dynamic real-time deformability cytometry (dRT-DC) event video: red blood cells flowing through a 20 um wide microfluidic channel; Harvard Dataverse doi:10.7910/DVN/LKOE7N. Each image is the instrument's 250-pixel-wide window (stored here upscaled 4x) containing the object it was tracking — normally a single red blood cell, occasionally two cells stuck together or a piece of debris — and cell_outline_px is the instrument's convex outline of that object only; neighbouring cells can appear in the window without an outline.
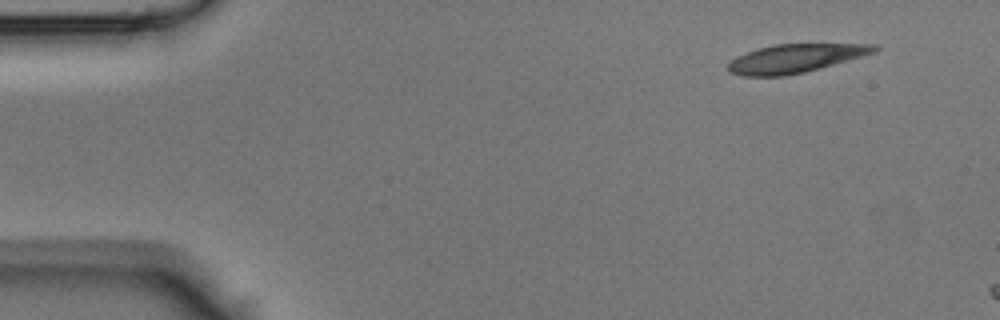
{"species": "Egyptian fruit bat (a non-hibernating species)", "species_latin": "Rousettus aegyptiacus", "temperature_condition": "room temperature", "stored_images_in_passage": 6, "camera_frame_rate_fps": 3000, "um_per_image_px": 0.085, "animal": {"sex": "male"}, "frame": {"image": 1, "passage_image": 1, "time_ms": 0.0, "image_size_px": [1000, 320], "cell_outline_px": [[880, 48], [872, 52], [860, 56], [820, 68], [804, 72], [784, 76], [744, 76], [728, 72], [728, 64], [736, 56], [756, 48], [772, 44], [876, 44]], "centroid_in_image_um": [67.53, 4.96], "position_along_channel_um": 17.5, "area_um2": 24.1}}